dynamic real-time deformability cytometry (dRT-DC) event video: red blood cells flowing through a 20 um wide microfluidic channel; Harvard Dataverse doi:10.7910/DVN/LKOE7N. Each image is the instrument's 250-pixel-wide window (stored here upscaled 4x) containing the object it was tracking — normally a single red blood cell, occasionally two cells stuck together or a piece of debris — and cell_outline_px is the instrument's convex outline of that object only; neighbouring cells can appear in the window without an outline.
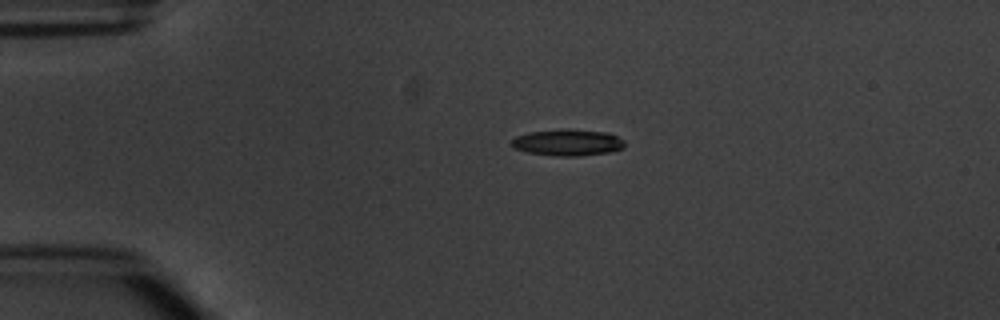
{"species": "common noctule bat (a hibernating species)", "species_latin": "Nyctalus noctula", "temperature_condition": "warm", "stored_images_in_passage": 2, "camera_frame_rate_fps": 3000, "um_per_image_px": 0.085, "animal": {"sex": "male", "body_mass_g": 20.1, "forearm_length_mm": 53.5}, "frame": {"image": 1, "passage_image": 1, "time_ms": 0.0, "image_size_px": [1000, 320], "cell_outline_px": [[624, 148], [612, 152], [580, 156], [556, 156], [528, 152], [512, 148], [512, 140], [516, 136], [528, 132], [564, 128], [568, 128], [608, 132], [624, 140]], "centroid_in_image_um": [48.27, 12.1], "position_along_channel_um": 36.7, "area_um2": 17.74}}